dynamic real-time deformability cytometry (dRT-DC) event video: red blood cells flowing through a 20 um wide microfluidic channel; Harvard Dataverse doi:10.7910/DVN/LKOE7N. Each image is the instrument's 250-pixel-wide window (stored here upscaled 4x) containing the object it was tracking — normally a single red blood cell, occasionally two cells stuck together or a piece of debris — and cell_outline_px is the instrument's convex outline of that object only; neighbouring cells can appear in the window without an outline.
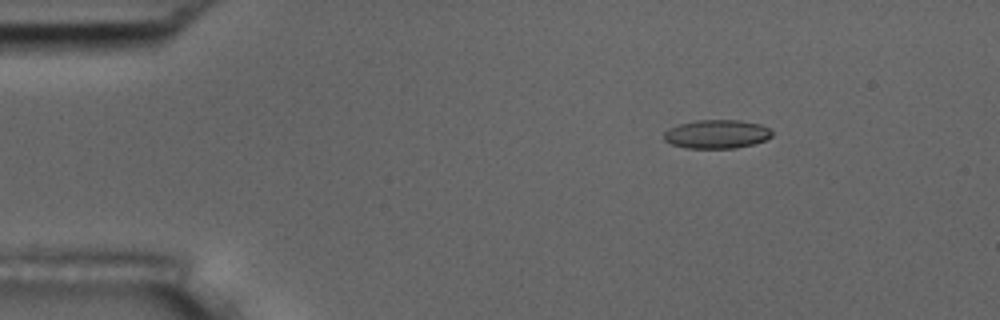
{"species": "common noctule bat (a hibernating species)", "species_latin": "Nyctalus noctula", "temperature_condition": "room temperature", "stored_images_in_passage": 15, "camera_frame_rate_fps": 3000, "um_per_image_px": 0.085, "animal": {"sex": "male", "body_mass_g": 17.5, "forearm_length_mm": 52.3}, "frame": {"image": 1, "passage_image": 3, "time_ms": 2.667, "image_size_px": [1000, 320], "cell_outline_px": [[772, 136], [764, 140], [752, 144], [736, 148], [684, 148], [672, 144], [664, 140], [664, 132], [668, 128], [680, 124], [696, 120], [740, 120], [760, 124], [768, 128], [772, 132]], "centroid_in_image_um": [60.9, 11.4], "position_along_channel_um": 24.1, "area_um2": 18.03}}
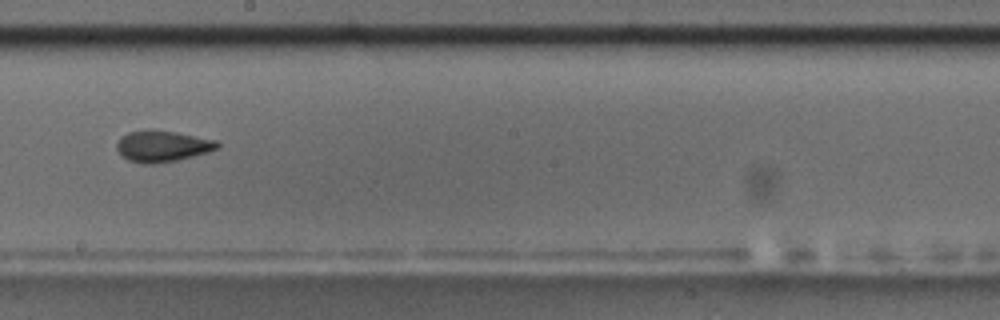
{"frame": {"image": 2, "passage_image": 9, "time_ms": 10.333, "image_size_px": [1000, 320], "cell_outline_px": [[220, 148], [208, 152], [176, 160], [152, 164], [144, 164], [128, 160], [116, 148], [116, 144], [128, 132], [148, 128], [152, 128], [176, 132], [216, 140], [220, 144]], "centroid_in_image_um": [13.82, 12.4], "position_along_channel_um": 234.4, "area_um2": 18.32}}